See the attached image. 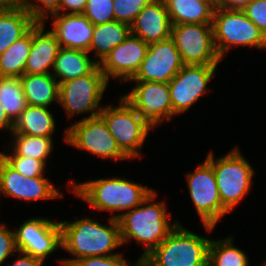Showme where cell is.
Segmentation results:
<instances>
[{
	"label": "cell",
	"mask_w": 266,
	"mask_h": 266,
	"mask_svg": "<svg viewBox=\"0 0 266 266\" xmlns=\"http://www.w3.org/2000/svg\"><path fill=\"white\" fill-rule=\"evenodd\" d=\"M156 194L157 192L153 191L137 207L112 216L118 220L122 245L130 239L146 244L144 253L132 266H140V261L159 246L179 223L177 220L174 224L168 222L171 213L167 214L165 201L152 202Z\"/></svg>",
	"instance_id": "6da1fadb"
},
{
	"label": "cell",
	"mask_w": 266,
	"mask_h": 266,
	"mask_svg": "<svg viewBox=\"0 0 266 266\" xmlns=\"http://www.w3.org/2000/svg\"><path fill=\"white\" fill-rule=\"evenodd\" d=\"M147 49L146 42L130 34L99 63L106 80L109 82L110 77L119 78L122 82L131 80L139 70Z\"/></svg>",
	"instance_id": "e0dca14e"
},
{
	"label": "cell",
	"mask_w": 266,
	"mask_h": 266,
	"mask_svg": "<svg viewBox=\"0 0 266 266\" xmlns=\"http://www.w3.org/2000/svg\"><path fill=\"white\" fill-rule=\"evenodd\" d=\"M190 197L207 232L229 213L221 204L216 178L211 164L205 160L194 172L187 174Z\"/></svg>",
	"instance_id": "30bf717a"
},
{
	"label": "cell",
	"mask_w": 266,
	"mask_h": 266,
	"mask_svg": "<svg viewBox=\"0 0 266 266\" xmlns=\"http://www.w3.org/2000/svg\"><path fill=\"white\" fill-rule=\"evenodd\" d=\"M0 193L24 201L63 197L46 177H25L0 155Z\"/></svg>",
	"instance_id": "2e32d148"
},
{
	"label": "cell",
	"mask_w": 266,
	"mask_h": 266,
	"mask_svg": "<svg viewBox=\"0 0 266 266\" xmlns=\"http://www.w3.org/2000/svg\"><path fill=\"white\" fill-rule=\"evenodd\" d=\"M171 38L180 53L184 65H218L212 24L172 25Z\"/></svg>",
	"instance_id": "9c48e42d"
},
{
	"label": "cell",
	"mask_w": 266,
	"mask_h": 266,
	"mask_svg": "<svg viewBox=\"0 0 266 266\" xmlns=\"http://www.w3.org/2000/svg\"><path fill=\"white\" fill-rule=\"evenodd\" d=\"M19 252L44 261L49 254L62 247V230L59 222L46 218H31L14 231Z\"/></svg>",
	"instance_id": "7c38bea8"
},
{
	"label": "cell",
	"mask_w": 266,
	"mask_h": 266,
	"mask_svg": "<svg viewBox=\"0 0 266 266\" xmlns=\"http://www.w3.org/2000/svg\"><path fill=\"white\" fill-rule=\"evenodd\" d=\"M243 11L266 37V0H252Z\"/></svg>",
	"instance_id": "e575fe53"
},
{
	"label": "cell",
	"mask_w": 266,
	"mask_h": 266,
	"mask_svg": "<svg viewBox=\"0 0 266 266\" xmlns=\"http://www.w3.org/2000/svg\"><path fill=\"white\" fill-rule=\"evenodd\" d=\"M14 123L7 116L3 106L0 104V130L9 129L10 132H13Z\"/></svg>",
	"instance_id": "ab89813d"
},
{
	"label": "cell",
	"mask_w": 266,
	"mask_h": 266,
	"mask_svg": "<svg viewBox=\"0 0 266 266\" xmlns=\"http://www.w3.org/2000/svg\"><path fill=\"white\" fill-rule=\"evenodd\" d=\"M31 0H22L21 6L31 15L36 23H45L49 10L51 16L58 14L61 0H36L38 3L30 2Z\"/></svg>",
	"instance_id": "836d02e7"
},
{
	"label": "cell",
	"mask_w": 266,
	"mask_h": 266,
	"mask_svg": "<svg viewBox=\"0 0 266 266\" xmlns=\"http://www.w3.org/2000/svg\"><path fill=\"white\" fill-rule=\"evenodd\" d=\"M252 0H235V10H243Z\"/></svg>",
	"instance_id": "7bdbcfd3"
},
{
	"label": "cell",
	"mask_w": 266,
	"mask_h": 266,
	"mask_svg": "<svg viewBox=\"0 0 266 266\" xmlns=\"http://www.w3.org/2000/svg\"><path fill=\"white\" fill-rule=\"evenodd\" d=\"M183 66L180 53L170 37L148 45L139 70L129 81L169 83Z\"/></svg>",
	"instance_id": "9a60e30c"
},
{
	"label": "cell",
	"mask_w": 266,
	"mask_h": 266,
	"mask_svg": "<svg viewBox=\"0 0 266 266\" xmlns=\"http://www.w3.org/2000/svg\"><path fill=\"white\" fill-rule=\"evenodd\" d=\"M70 191L89 203L95 210H132L140 205L154 190L119 177L97 179L74 184Z\"/></svg>",
	"instance_id": "3957f363"
},
{
	"label": "cell",
	"mask_w": 266,
	"mask_h": 266,
	"mask_svg": "<svg viewBox=\"0 0 266 266\" xmlns=\"http://www.w3.org/2000/svg\"><path fill=\"white\" fill-rule=\"evenodd\" d=\"M217 65H184L168 83L173 114L188 110L205 92Z\"/></svg>",
	"instance_id": "4fadbf2b"
},
{
	"label": "cell",
	"mask_w": 266,
	"mask_h": 266,
	"mask_svg": "<svg viewBox=\"0 0 266 266\" xmlns=\"http://www.w3.org/2000/svg\"><path fill=\"white\" fill-rule=\"evenodd\" d=\"M172 25L212 24V0H164Z\"/></svg>",
	"instance_id": "7402d4cb"
},
{
	"label": "cell",
	"mask_w": 266,
	"mask_h": 266,
	"mask_svg": "<svg viewBox=\"0 0 266 266\" xmlns=\"http://www.w3.org/2000/svg\"><path fill=\"white\" fill-rule=\"evenodd\" d=\"M172 24L164 0L144 6L130 25L131 34L148 45L171 37Z\"/></svg>",
	"instance_id": "ac0fdd59"
},
{
	"label": "cell",
	"mask_w": 266,
	"mask_h": 266,
	"mask_svg": "<svg viewBox=\"0 0 266 266\" xmlns=\"http://www.w3.org/2000/svg\"><path fill=\"white\" fill-rule=\"evenodd\" d=\"M44 23L32 26V45L26 60L24 74H51L60 44L51 31L44 32Z\"/></svg>",
	"instance_id": "ffe728a7"
},
{
	"label": "cell",
	"mask_w": 266,
	"mask_h": 266,
	"mask_svg": "<svg viewBox=\"0 0 266 266\" xmlns=\"http://www.w3.org/2000/svg\"><path fill=\"white\" fill-rule=\"evenodd\" d=\"M118 106L102 108L100 116L121 151L130 159L141 156L139 151L150 129H154L123 97Z\"/></svg>",
	"instance_id": "52a82bcc"
},
{
	"label": "cell",
	"mask_w": 266,
	"mask_h": 266,
	"mask_svg": "<svg viewBox=\"0 0 266 266\" xmlns=\"http://www.w3.org/2000/svg\"><path fill=\"white\" fill-rule=\"evenodd\" d=\"M14 136L13 150L10 154L0 152L1 156H24L28 158H34L47 164V158L49 157L52 149V138L48 137H35L29 135H23L18 133H12Z\"/></svg>",
	"instance_id": "f1b7e54d"
},
{
	"label": "cell",
	"mask_w": 266,
	"mask_h": 266,
	"mask_svg": "<svg viewBox=\"0 0 266 266\" xmlns=\"http://www.w3.org/2000/svg\"><path fill=\"white\" fill-rule=\"evenodd\" d=\"M70 266H130L122 253L111 256L86 257L74 261Z\"/></svg>",
	"instance_id": "d590c367"
},
{
	"label": "cell",
	"mask_w": 266,
	"mask_h": 266,
	"mask_svg": "<svg viewBox=\"0 0 266 266\" xmlns=\"http://www.w3.org/2000/svg\"><path fill=\"white\" fill-rule=\"evenodd\" d=\"M113 0H88L83 14L93 25L112 22L115 20Z\"/></svg>",
	"instance_id": "4dcf8cb0"
},
{
	"label": "cell",
	"mask_w": 266,
	"mask_h": 266,
	"mask_svg": "<svg viewBox=\"0 0 266 266\" xmlns=\"http://www.w3.org/2000/svg\"><path fill=\"white\" fill-rule=\"evenodd\" d=\"M55 127V120L48 107L28 105L15 121L12 133L52 138Z\"/></svg>",
	"instance_id": "cb8c5ba5"
},
{
	"label": "cell",
	"mask_w": 266,
	"mask_h": 266,
	"mask_svg": "<svg viewBox=\"0 0 266 266\" xmlns=\"http://www.w3.org/2000/svg\"><path fill=\"white\" fill-rule=\"evenodd\" d=\"M107 84L108 81L98 65L90 74L59 83L58 103L62 105L67 116L91 112L83 119L97 117L103 108L100 101Z\"/></svg>",
	"instance_id": "ba28073f"
},
{
	"label": "cell",
	"mask_w": 266,
	"mask_h": 266,
	"mask_svg": "<svg viewBox=\"0 0 266 266\" xmlns=\"http://www.w3.org/2000/svg\"><path fill=\"white\" fill-rule=\"evenodd\" d=\"M15 170L25 177H44L46 165L37 159L24 156H2Z\"/></svg>",
	"instance_id": "d6a6232c"
},
{
	"label": "cell",
	"mask_w": 266,
	"mask_h": 266,
	"mask_svg": "<svg viewBox=\"0 0 266 266\" xmlns=\"http://www.w3.org/2000/svg\"><path fill=\"white\" fill-rule=\"evenodd\" d=\"M18 253H21L23 256H20L18 260H16L12 265L9 266H42L43 264V261L34 258L29 254L19 251Z\"/></svg>",
	"instance_id": "f35d334b"
},
{
	"label": "cell",
	"mask_w": 266,
	"mask_h": 266,
	"mask_svg": "<svg viewBox=\"0 0 266 266\" xmlns=\"http://www.w3.org/2000/svg\"><path fill=\"white\" fill-rule=\"evenodd\" d=\"M233 237L211 240L208 249V266H248L244 251L233 246Z\"/></svg>",
	"instance_id": "f546056e"
},
{
	"label": "cell",
	"mask_w": 266,
	"mask_h": 266,
	"mask_svg": "<svg viewBox=\"0 0 266 266\" xmlns=\"http://www.w3.org/2000/svg\"><path fill=\"white\" fill-rule=\"evenodd\" d=\"M122 97L154 128L174 116L168 83L136 82L130 93Z\"/></svg>",
	"instance_id": "5bb4252c"
},
{
	"label": "cell",
	"mask_w": 266,
	"mask_h": 266,
	"mask_svg": "<svg viewBox=\"0 0 266 266\" xmlns=\"http://www.w3.org/2000/svg\"><path fill=\"white\" fill-rule=\"evenodd\" d=\"M32 45V27L0 55V77H21Z\"/></svg>",
	"instance_id": "4316f807"
},
{
	"label": "cell",
	"mask_w": 266,
	"mask_h": 266,
	"mask_svg": "<svg viewBox=\"0 0 266 266\" xmlns=\"http://www.w3.org/2000/svg\"><path fill=\"white\" fill-rule=\"evenodd\" d=\"M20 80L28 105L48 107L59 102V82L52 74H24Z\"/></svg>",
	"instance_id": "603a6c76"
},
{
	"label": "cell",
	"mask_w": 266,
	"mask_h": 266,
	"mask_svg": "<svg viewBox=\"0 0 266 266\" xmlns=\"http://www.w3.org/2000/svg\"><path fill=\"white\" fill-rule=\"evenodd\" d=\"M87 1L88 0H61L58 14H61L63 11V14H83ZM68 9L69 12H66Z\"/></svg>",
	"instance_id": "74e56055"
},
{
	"label": "cell",
	"mask_w": 266,
	"mask_h": 266,
	"mask_svg": "<svg viewBox=\"0 0 266 266\" xmlns=\"http://www.w3.org/2000/svg\"><path fill=\"white\" fill-rule=\"evenodd\" d=\"M152 1L153 0H113L115 20L131 25L144 6L150 4Z\"/></svg>",
	"instance_id": "1f68e13d"
},
{
	"label": "cell",
	"mask_w": 266,
	"mask_h": 266,
	"mask_svg": "<svg viewBox=\"0 0 266 266\" xmlns=\"http://www.w3.org/2000/svg\"><path fill=\"white\" fill-rule=\"evenodd\" d=\"M210 239L178 225L140 261V266H208Z\"/></svg>",
	"instance_id": "277c9868"
},
{
	"label": "cell",
	"mask_w": 266,
	"mask_h": 266,
	"mask_svg": "<svg viewBox=\"0 0 266 266\" xmlns=\"http://www.w3.org/2000/svg\"><path fill=\"white\" fill-rule=\"evenodd\" d=\"M214 9H235V0H212Z\"/></svg>",
	"instance_id": "60d3db41"
},
{
	"label": "cell",
	"mask_w": 266,
	"mask_h": 266,
	"mask_svg": "<svg viewBox=\"0 0 266 266\" xmlns=\"http://www.w3.org/2000/svg\"><path fill=\"white\" fill-rule=\"evenodd\" d=\"M62 230V248L75 258L62 259V266H70L74 261L86 257L111 256L113 249L122 245L117 219L110 218L109 226L91 218L59 222Z\"/></svg>",
	"instance_id": "7a4b0ae2"
},
{
	"label": "cell",
	"mask_w": 266,
	"mask_h": 266,
	"mask_svg": "<svg viewBox=\"0 0 266 266\" xmlns=\"http://www.w3.org/2000/svg\"><path fill=\"white\" fill-rule=\"evenodd\" d=\"M206 160L213 168L221 204L231 212L249 193L254 170L238 147L218 159L210 152Z\"/></svg>",
	"instance_id": "5b68a950"
},
{
	"label": "cell",
	"mask_w": 266,
	"mask_h": 266,
	"mask_svg": "<svg viewBox=\"0 0 266 266\" xmlns=\"http://www.w3.org/2000/svg\"><path fill=\"white\" fill-rule=\"evenodd\" d=\"M15 251L18 250L15 244L14 231L6 229L4 224L0 223V266L11 254L14 256Z\"/></svg>",
	"instance_id": "8d00e7d4"
},
{
	"label": "cell",
	"mask_w": 266,
	"mask_h": 266,
	"mask_svg": "<svg viewBox=\"0 0 266 266\" xmlns=\"http://www.w3.org/2000/svg\"><path fill=\"white\" fill-rule=\"evenodd\" d=\"M131 34L130 25L116 20L108 23L94 25L92 41L89 52L95 51L94 57L100 58L98 64L111 52V50L124 42Z\"/></svg>",
	"instance_id": "d4e9b609"
},
{
	"label": "cell",
	"mask_w": 266,
	"mask_h": 266,
	"mask_svg": "<svg viewBox=\"0 0 266 266\" xmlns=\"http://www.w3.org/2000/svg\"><path fill=\"white\" fill-rule=\"evenodd\" d=\"M87 51L60 48L56 56L52 76L59 83L90 74L99 64L97 59L89 58Z\"/></svg>",
	"instance_id": "44dd1931"
},
{
	"label": "cell",
	"mask_w": 266,
	"mask_h": 266,
	"mask_svg": "<svg viewBox=\"0 0 266 266\" xmlns=\"http://www.w3.org/2000/svg\"><path fill=\"white\" fill-rule=\"evenodd\" d=\"M50 30L61 48L89 51L94 25L84 14H54Z\"/></svg>",
	"instance_id": "d6986e66"
},
{
	"label": "cell",
	"mask_w": 266,
	"mask_h": 266,
	"mask_svg": "<svg viewBox=\"0 0 266 266\" xmlns=\"http://www.w3.org/2000/svg\"><path fill=\"white\" fill-rule=\"evenodd\" d=\"M0 104L15 123L28 106L20 77H0Z\"/></svg>",
	"instance_id": "83f0119b"
},
{
	"label": "cell",
	"mask_w": 266,
	"mask_h": 266,
	"mask_svg": "<svg viewBox=\"0 0 266 266\" xmlns=\"http://www.w3.org/2000/svg\"><path fill=\"white\" fill-rule=\"evenodd\" d=\"M212 29L214 46L221 59L233 45L266 49V37L243 10L214 9Z\"/></svg>",
	"instance_id": "8992f818"
},
{
	"label": "cell",
	"mask_w": 266,
	"mask_h": 266,
	"mask_svg": "<svg viewBox=\"0 0 266 266\" xmlns=\"http://www.w3.org/2000/svg\"><path fill=\"white\" fill-rule=\"evenodd\" d=\"M35 23L22 6L10 10H0V55Z\"/></svg>",
	"instance_id": "484cf974"
},
{
	"label": "cell",
	"mask_w": 266,
	"mask_h": 266,
	"mask_svg": "<svg viewBox=\"0 0 266 266\" xmlns=\"http://www.w3.org/2000/svg\"><path fill=\"white\" fill-rule=\"evenodd\" d=\"M65 141L76 148L86 150L104 159H129L119 148L109 132L107 123L99 115L80 119L66 129Z\"/></svg>",
	"instance_id": "8fae6325"
},
{
	"label": "cell",
	"mask_w": 266,
	"mask_h": 266,
	"mask_svg": "<svg viewBox=\"0 0 266 266\" xmlns=\"http://www.w3.org/2000/svg\"><path fill=\"white\" fill-rule=\"evenodd\" d=\"M22 0H0V10H10L21 7Z\"/></svg>",
	"instance_id": "b9f144b4"
}]
</instances>
